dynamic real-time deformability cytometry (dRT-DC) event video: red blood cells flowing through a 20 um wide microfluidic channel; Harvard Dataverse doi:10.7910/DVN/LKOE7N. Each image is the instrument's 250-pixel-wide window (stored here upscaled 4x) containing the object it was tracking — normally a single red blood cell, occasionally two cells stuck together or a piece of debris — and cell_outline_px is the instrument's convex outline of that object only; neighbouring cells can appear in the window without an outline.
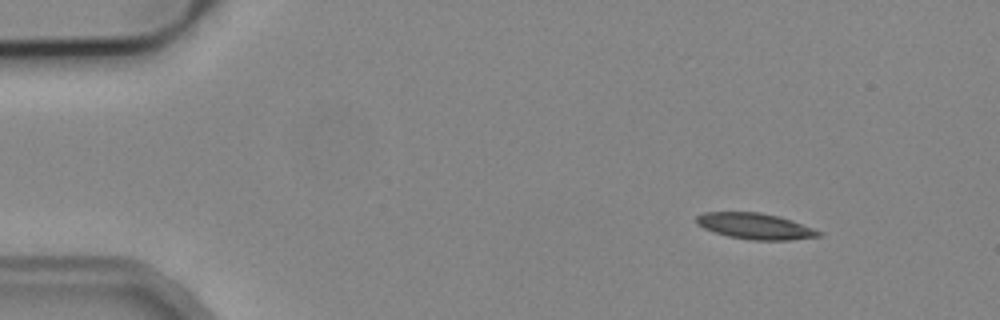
{"species": "common noctule bat (a hibernating species)", "species_latin": "Nyctalus noctula", "temperature_condition": "cold", "stored_images_in_passage": 4, "camera_frame_rate_fps": 3000, "um_per_image_px": 0.085, "animal": {"sex": "male", "body_mass_g": 19.2, "forearm_length_mm": 51.8}, "frame": {"image": 1, "passage_image": 1, "time_ms": 0.0, "image_size_px": [1000, 320], "cell_outline_px": [[824, 232], [820, 236], [788, 240], [752, 240], [728, 236], [704, 228], [696, 224], [696, 216], [704, 212], [760, 212], [780, 216], [792, 220]], "centroid_in_image_um": [64.21, 19.21], "position_along_channel_um": 20.8, "area_um2": 18.55}}
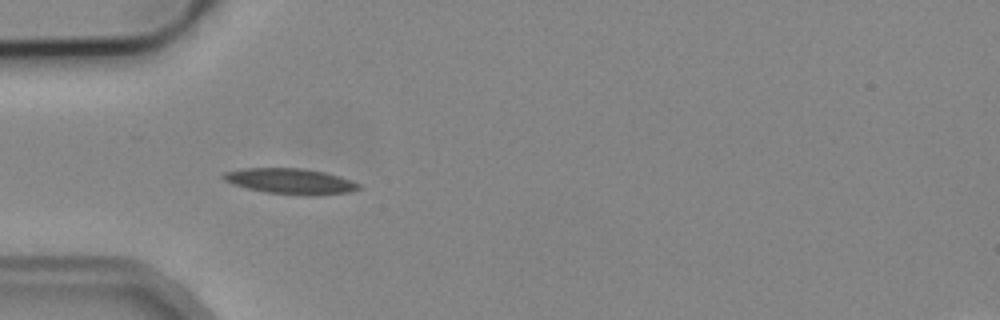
{"frame": {"image": 2, "passage_image": 3, "time_ms": 3.333, "image_size_px": [1000, 320], "cell_outline_px": [[360, 188], [348, 192], [312, 196], [300, 196], [264, 192], [232, 184], [224, 180], [220, 176], [224, 172], [244, 168], [300, 168], [324, 172], [360, 184]], "centroid_in_image_um": [24.62, 15.41], "position_along_channel_um": 60.4, "area_um2": 20.17}}